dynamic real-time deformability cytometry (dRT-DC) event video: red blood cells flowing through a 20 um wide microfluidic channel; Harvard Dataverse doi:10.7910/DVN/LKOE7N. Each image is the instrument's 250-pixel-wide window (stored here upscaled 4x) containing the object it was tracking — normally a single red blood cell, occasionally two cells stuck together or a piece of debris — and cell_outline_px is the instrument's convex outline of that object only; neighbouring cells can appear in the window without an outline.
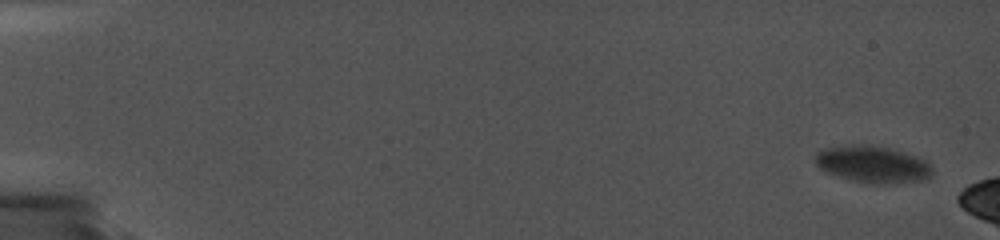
{"species": "common noctule bat (a hibernating species)", "species_latin": "Nyctalus noctula", "temperature_condition": "cold", "stored_images_in_passage": 22, "camera_frame_rate_fps": 5000, "um_per_image_px": 0.085, "animal": {"sex": "female", "body_mass_g": 19.0, "forearm_length_mm": 56.7}, "frame": {"image": 1, "passage_image": 1, "time_ms": 0.0, "image_size_px": [1000, 240], "cell_outline_px": [[932, 176], [924, 180], [880, 184], [852, 180], [828, 172], [820, 168], [816, 164], [816, 152], [824, 148], [852, 144], [864, 144], [888, 148], [916, 156], [928, 160], [932, 168]], "centroid_in_image_um": [74.21, 13.95], "position_along_channel_um": 10.8, "area_um2": 24.91}}